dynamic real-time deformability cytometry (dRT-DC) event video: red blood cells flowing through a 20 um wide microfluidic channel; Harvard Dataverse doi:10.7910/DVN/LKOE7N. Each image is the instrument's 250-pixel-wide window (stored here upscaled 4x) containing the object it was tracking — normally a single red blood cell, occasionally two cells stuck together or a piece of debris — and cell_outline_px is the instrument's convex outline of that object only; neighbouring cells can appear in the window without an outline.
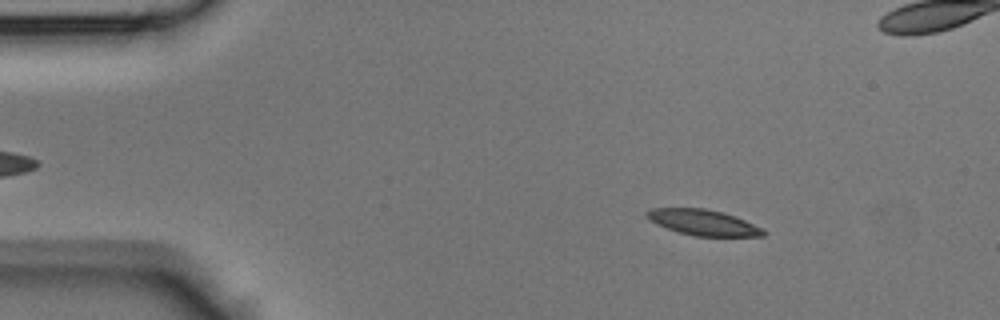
{"species": "Egyptian fruit bat (a non-hibernating species)", "species_latin": "Rousettus aegyptiacus", "temperature_condition": "room temperature", "stored_images_in_passage": 45, "camera_frame_rate_fps": 3000, "um_per_image_px": 0.085, "animal": {"sex": "male"}, "frame": {"image": 1, "passage_image": 6, "time_ms": 1.667, "image_size_px": [1000, 320], "cell_outline_px": [[768, 232], [764, 236], [696, 236], [680, 232], [656, 224], [644, 216], [644, 212], [652, 208], [704, 208], [724, 212], [764, 228]], "centroid_in_image_um": [59.78, 18.9], "position_along_channel_um": 25.2, "area_um2": 17.51}}
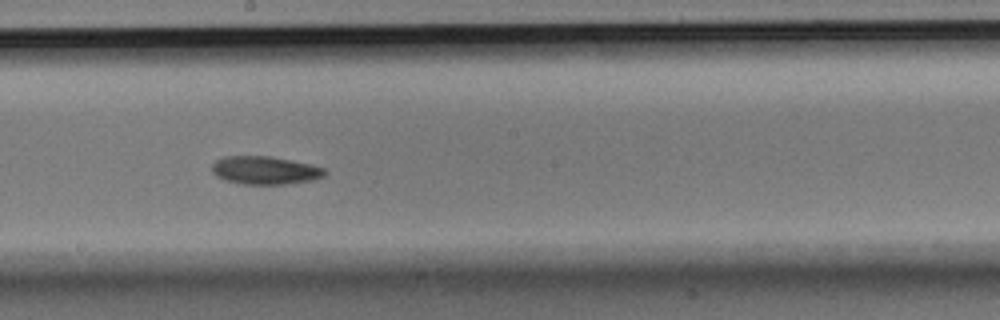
{"frame": {"image": 2, "passage_image": 24, "time_ms": 7.667, "image_size_px": [1000, 320], "cell_outline_px": [[328, 172], [324, 176], [312, 180], [284, 184], [244, 184], [224, 180], [216, 176], [212, 172], [212, 164], [216, 160], [224, 156], [268, 156], [292, 160], [312, 164], [324, 168]], "centroid_in_image_um": [22.53, 14.47], "position_along_channel_um": 225.7, "area_um2": 18.55}}
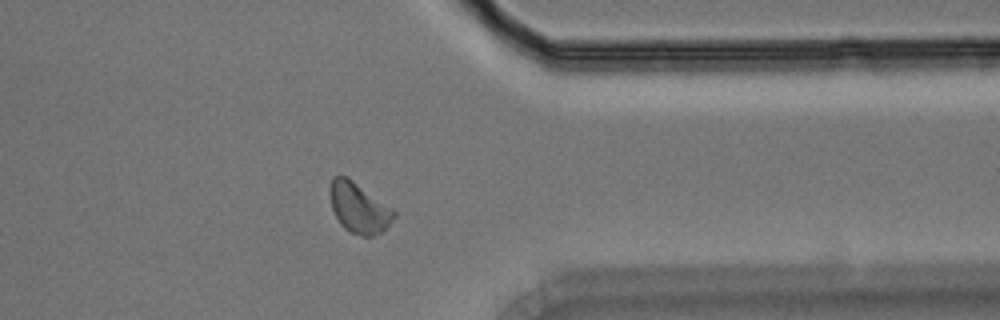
{"frame": {"image": 3, "passage_image": 35, "time_ms": 11.333, "image_size_px": [1000, 320], "cell_outline_px": [[396, 216], [380, 232], [372, 236], [360, 236], [344, 228], [340, 224], [332, 208], [332, 176], [348, 176], [392, 208], [396, 212]], "centroid_in_image_um": [30.53, 17.67], "position_along_channel_um": 380.9, "area_um2": 18.26}}